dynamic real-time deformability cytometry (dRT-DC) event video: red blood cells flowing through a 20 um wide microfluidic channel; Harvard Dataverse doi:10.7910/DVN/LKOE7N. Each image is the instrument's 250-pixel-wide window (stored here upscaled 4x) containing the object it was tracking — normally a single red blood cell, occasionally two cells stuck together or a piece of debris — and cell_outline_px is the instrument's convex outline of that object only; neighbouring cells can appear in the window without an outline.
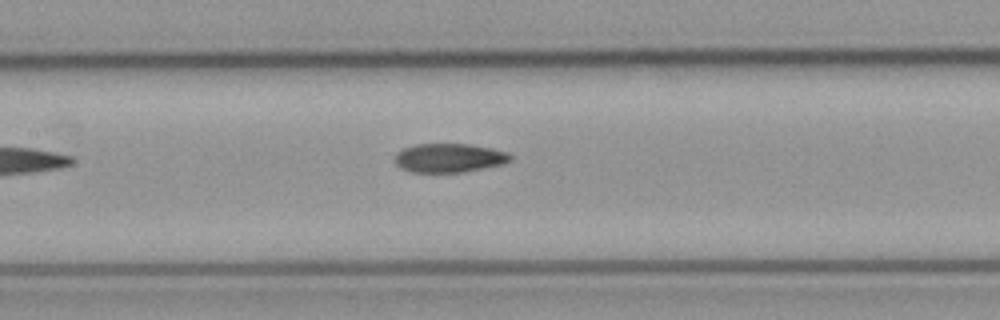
{"species": "common noctule bat (a hibernating species)", "species_latin": "Nyctalus noctula", "temperature_condition": "cold", "stored_images_in_passage": 8, "camera_frame_rate_fps": 3000, "um_per_image_px": 0.085, "animal": {"sex": "male", "body_mass_g": 23.1, "forearm_length_mm": 52.7}, "frame": {"image": 1, "passage_image": 8, "time_ms": 8.333, "image_size_px": [1000, 320], "cell_outline_px": [[512, 160], [504, 164], [464, 172], [412, 172], [400, 168], [396, 164], [396, 152], [404, 148], [416, 144], [472, 144], [492, 148], [508, 152], [512, 156]], "centroid_in_image_um": [38.22, 13.42], "position_along_channel_um": 169.2, "area_um2": 19.59}}